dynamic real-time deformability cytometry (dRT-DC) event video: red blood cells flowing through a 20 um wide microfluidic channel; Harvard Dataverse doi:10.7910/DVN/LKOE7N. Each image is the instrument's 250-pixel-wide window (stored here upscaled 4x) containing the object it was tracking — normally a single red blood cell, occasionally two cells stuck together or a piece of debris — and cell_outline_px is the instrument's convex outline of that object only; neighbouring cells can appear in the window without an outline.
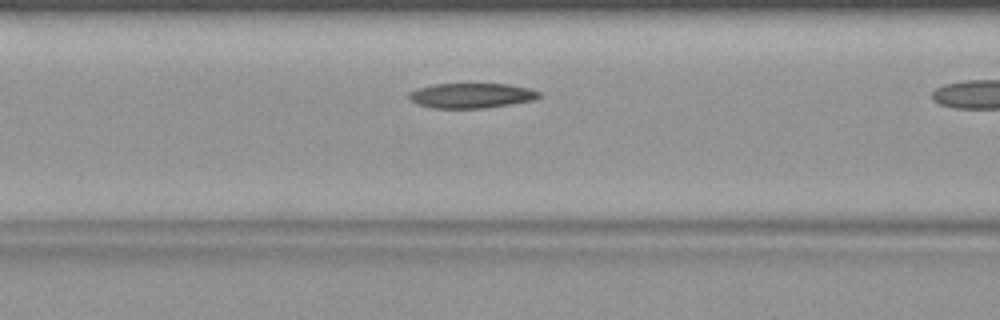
{"species": "common noctule bat (a hibernating species)", "species_latin": "Nyctalus noctula", "temperature_condition": "warm", "stored_images_in_passage": 14, "camera_frame_rate_fps": 3000, "um_per_image_px": 0.085, "animal": {"sex": "female", "body_mass_g": 19.9}, "frame": {"image": 1, "passage_image": 8, "time_ms": 2.333, "image_size_px": [1000, 320], "cell_outline_px": [[540, 96], [536, 100], [512, 104], [484, 108], [432, 108], [416, 104], [408, 100], [408, 92], [416, 88], [432, 84], [508, 84], [528, 88], [540, 92]], "centroid_in_image_um": [40.02, 8.13], "position_along_channel_um": 126.6, "area_um2": 19.19}}